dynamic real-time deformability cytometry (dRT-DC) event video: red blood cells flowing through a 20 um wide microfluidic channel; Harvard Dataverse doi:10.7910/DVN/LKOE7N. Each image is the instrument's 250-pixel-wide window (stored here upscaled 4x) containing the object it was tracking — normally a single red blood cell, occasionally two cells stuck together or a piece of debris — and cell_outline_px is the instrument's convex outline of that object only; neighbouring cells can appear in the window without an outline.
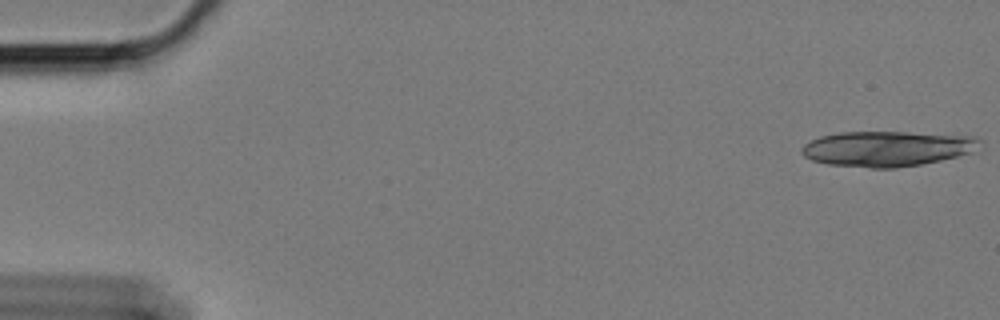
{"species": "Egyptian fruit bat (a non-hibernating species)", "species_latin": "Rousettus aegyptiacus", "temperature_condition": "cold", "stored_images_in_passage": 42, "camera_frame_rate_fps": 3000, "um_per_image_px": 0.085, "animal": {"sex": "female"}, "frame": {"image": 1, "passage_image": 1, "time_ms": 0.0, "image_size_px": [1000, 320], "cell_outline_px": [[984, 140], [972, 152], [940, 160], [920, 164], [896, 168], [872, 168], [828, 164], [812, 160], [804, 156], [800, 152], [800, 148], [804, 144], [820, 136], [840, 132], [908, 132], [976, 136]], "centroid_in_image_um": [75.4, 12.63], "position_along_channel_um": 9.6, "area_um2": 36.7}}
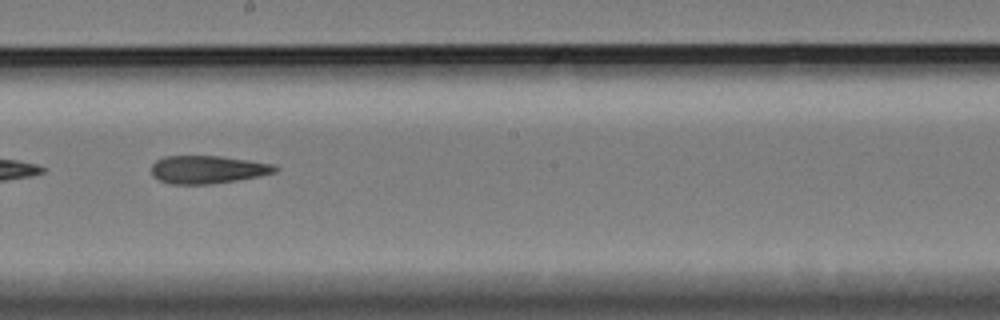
{"frame": {"image": 2, "passage_image": 33, "time_ms": 10.667, "image_size_px": [1000, 320], "cell_outline_px": [[280, 168], [276, 172], [260, 176], [236, 180], [208, 184], [172, 184], [160, 180], [152, 176], [152, 164], [156, 160], [164, 156], [220, 156], [276, 164]], "centroid_in_image_um": [17.68, 14.4], "position_along_channel_um": 230.5, "area_um2": 20.17}}
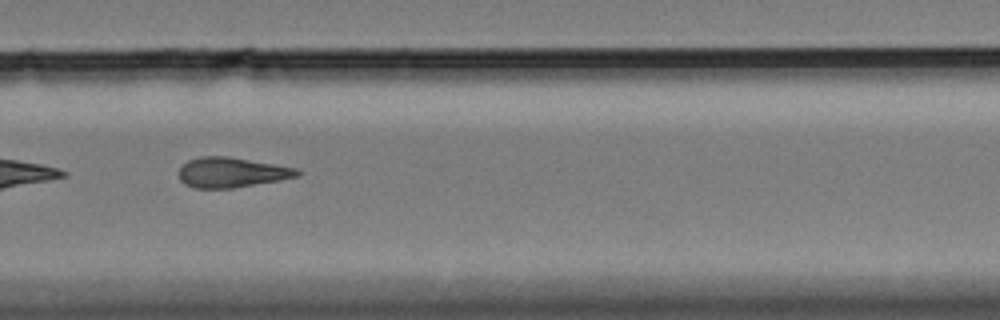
{"frame": {"image": 3, "passage_image": 40, "time_ms": 13.0, "image_size_px": [1000, 320], "cell_outline_px": [[304, 172], [300, 176], [280, 180], [232, 188], [196, 188], [184, 184], [180, 180], [180, 168], [188, 160], [200, 156], [228, 156], [296, 168]], "centroid_in_image_um": [19.71, 14.65], "position_along_channel_um": 310.1, "area_um2": 20.69}}